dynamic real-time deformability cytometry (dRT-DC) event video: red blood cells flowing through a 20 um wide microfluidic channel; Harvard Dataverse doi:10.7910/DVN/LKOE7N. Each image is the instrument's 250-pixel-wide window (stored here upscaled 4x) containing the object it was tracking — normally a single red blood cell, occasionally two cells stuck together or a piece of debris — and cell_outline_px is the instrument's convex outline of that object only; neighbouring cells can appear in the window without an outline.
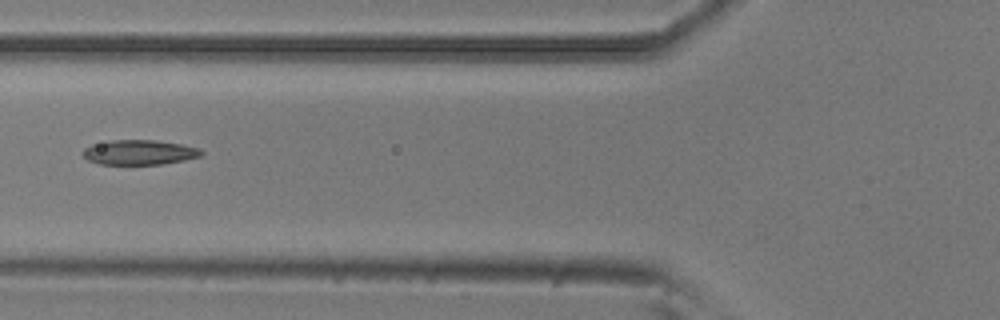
{"species": "common noctule bat (a hibernating species)", "species_latin": "Nyctalus noctula", "temperature_condition": "room temperature", "stored_images_in_passage": 6, "camera_frame_rate_fps": 3000, "um_per_image_px": 0.085, "animal": {"sex": "male", "body_mass_g": 20.5, "forearm_length_mm": 52.5}, "frame": {"image": 1, "passage_image": 5, "time_ms": 1.333, "image_size_px": [1000, 320], "cell_outline_px": [[204, 152], [200, 156], [184, 160], [160, 164], [100, 164], [88, 160], [80, 152], [84, 148], [92, 144], [108, 140], [156, 140], [180, 144], [200, 148]], "centroid_in_image_um": [11.81, 12.94], "position_along_channel_um": 114.0, "area_um2": 17.17}}
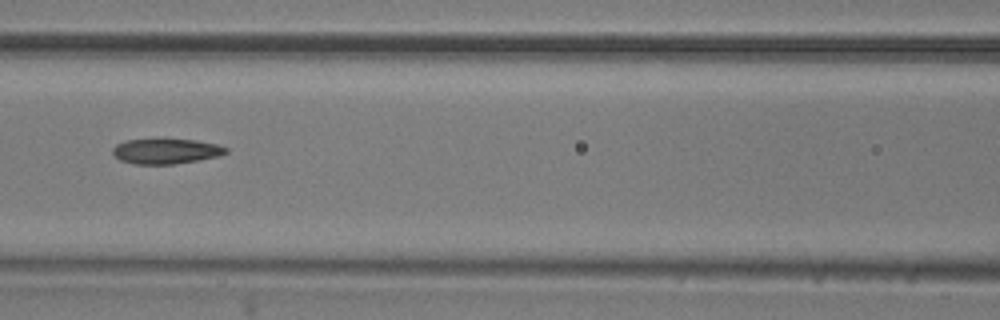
{"frame": {"image": 2, "passage_image": 6, "time_ms": 1.667, "image_size_px": [1000, 320], "cell_outline_px": [[228, 152], [220, 156], [172, 164], [136, 164], [120, 160], [112, 152], [112, 148], [116, 144], [124, 140], [196, 140], [216, 144], [228, 148]], "centroid_in_image_um": [14.11, 12.86], "position_along_channel_um": 152.5, "area_um2": 16.36}}